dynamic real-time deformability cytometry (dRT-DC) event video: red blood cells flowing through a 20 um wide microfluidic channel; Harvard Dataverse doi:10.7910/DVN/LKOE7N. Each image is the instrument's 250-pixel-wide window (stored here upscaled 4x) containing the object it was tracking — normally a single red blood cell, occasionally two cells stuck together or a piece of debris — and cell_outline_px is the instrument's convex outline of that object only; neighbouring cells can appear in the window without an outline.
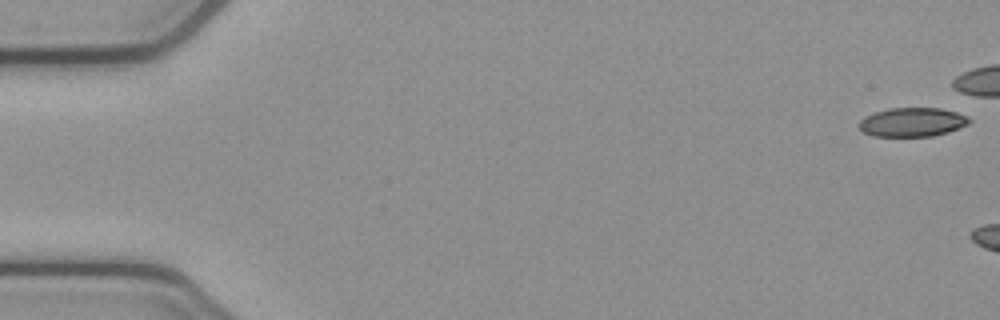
{"species": "common noctule bat (a hibernating species)", "species_latin": "Nyctalus noctula", "temperature_condition": "cold", "stored_images_in_passage": 6, "camera_frame_rate_fps": 3000, "um_per_image_px": 0.085, "animal": {"sex": "female", "body_mass_g": 21.9}, "frame": {"image": 1, "passage_image": 1, "time_ms": 0.0, "image_size_px": [1000, 320], "cell_outline_px": [[972, 120], [968, 124], [948, 132], [932, 136], [872, 136], [864, 132], [856, 124], [864, 116], [888, 108], [940, 108], [956, 112], [968, 116]], "centroid_in_image_um": [77.53, 10.38], "position_along_channel_um": 7.5, "area_um2": 18.67}}